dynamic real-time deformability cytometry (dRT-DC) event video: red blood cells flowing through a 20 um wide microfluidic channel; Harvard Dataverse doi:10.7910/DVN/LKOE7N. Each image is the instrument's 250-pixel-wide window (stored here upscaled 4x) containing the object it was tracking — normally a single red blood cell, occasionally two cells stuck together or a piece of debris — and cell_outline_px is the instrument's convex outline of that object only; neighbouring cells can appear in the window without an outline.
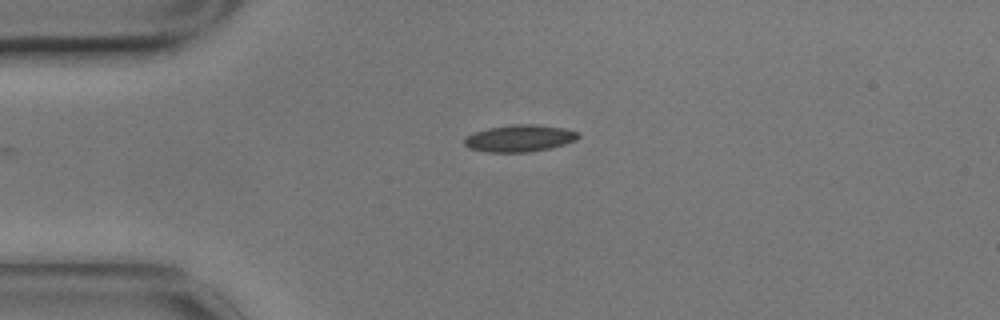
{"species": "common noctule bat (a hibernating species)", "species_latin": "Nyctalus noctula", "temperature_condition": "cold", "stored_images_in_passage": 46, "camera_frame_rate_fps": 3000, "um_per_image_px": 0.085, "animal": {"sex": "male", "body_mass_g": 17.9}, "frame": {"image": 1, "passage_image": 1, "time_ms": 0.0, "image_size_px": [1000, 320], "cell_outline_px": [[580, 136], [576, 140], [564, 144], [548, 148], [528, 152], [488, 152], [468, 148], [464, 144], [464, 140], [468, 136], [476, 132], [488, 128], [512, 124], [536, 124], [564, 128], [580, 132]], "centroid_in_image_um": [44.19, 11.75], "position_along_channel_um": 40.8, "area_um2": 17.8}}
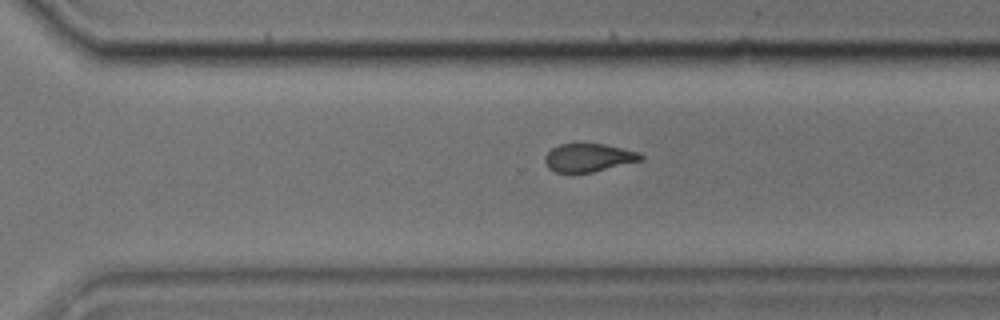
{"frame": {"image": 2, "passage_image": 27, "time_ms": 8.667, "image_size_px": [1000, 320], "cell_outline_px": [[644, 160], [592, 172], [572, 176], [556, 172], [548, 168], [544, 160], [544, 156], [552, 148], [560, 144], [576, 140], [604, 144], [640, 152], [644, 156]], "centroid_in_image_um": [49.99, 13.39], "position_along_channel_um": 320.6, "area_um2": 16.88}}
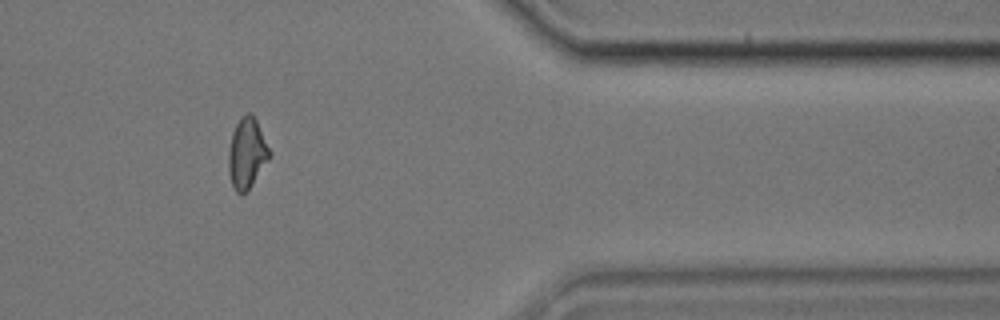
{"frame": {"image": 3, "passage_image": 35, "time_ms": 11.333, "image_size_px": [1000, 320], "cell_outline_px": [[272, 152], [252, 184], [240, 196], [236, 192], [232, 184], [228, 168], [228, 152], [232, 132], [240, 116], [248, 112], [252, 112]], "centroid_in_image_um": [20.97, 12.98], "position_along_channel_um": 390.4, "area_um2": 16.7}, "authors_computed_cell_mechanics": {"area_um2": 16.9932, "velocity_mm_per_s": 3.4778, "shape_relaxation_time_tau1_ms": 3.4407, "shape_relaxation_time_tau2_ms": 1.7686, "deformation_change_tau1": 0.1165, "deformation_change_tau2": 0.0697}}